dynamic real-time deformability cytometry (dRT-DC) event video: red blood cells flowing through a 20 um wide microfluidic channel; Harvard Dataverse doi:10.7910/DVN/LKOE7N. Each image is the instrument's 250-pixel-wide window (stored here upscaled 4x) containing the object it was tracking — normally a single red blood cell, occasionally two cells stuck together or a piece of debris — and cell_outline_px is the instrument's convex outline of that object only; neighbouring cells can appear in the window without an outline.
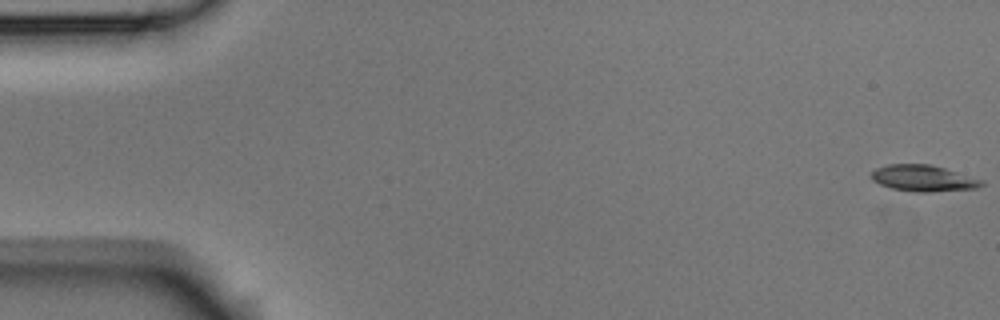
{"species": "Egyptian fruit bat (a non-hibernating species)", "species_latin": "Rousettus aegyptiacus", "temperature_condition": "room temperature", "stored_images_in_passage": 5, "camera_frame_rate_fps": 3000, "um_per_image_px": 0.085, "animal": {"sex": "male"}, "frame": {"image": 1, "passage_image": 1, "time_ms": 0.0, "image_size_px": [1000, 320], "cell_outline_px": [[984, 184], [976, 188], [928, 192], [916, 192], [892, 188], [880, 184], [872, 180], [872, 172], [876, 168], [888, 164], [932, 164], [984, 180]], "centroid_in_image_um": [78.49, 15.14], "position_along_channel_um": 6.5, "area_um2": 16.82}}
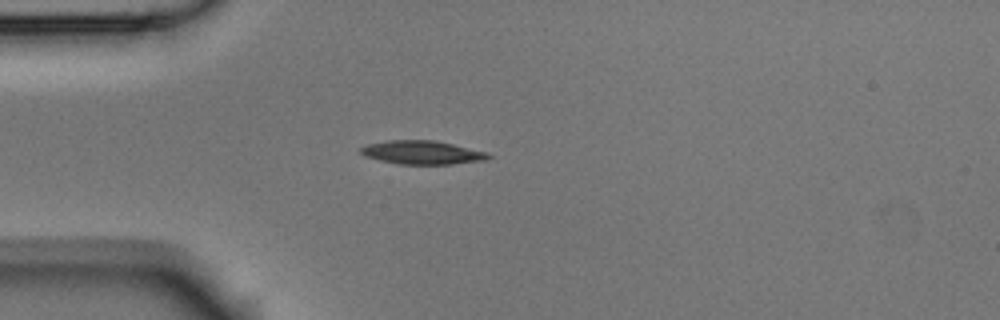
{"frame": {"image": 2, "passage_image": 5, "time_ms": 1.333, "image_size_px": [1000, 320], "cell_outline_px": [[492, 156], [488, 160], [452, 164], [400, 164], [380, 160], [364, 156], [360, 152], [360, 148], [368, 144], [388, 140], [436, 140], [488, 152]], "centroid_in_image_um": [35.92, 12.96], "position_along_channel_um": 49.1, "area_um2": 17.63}}